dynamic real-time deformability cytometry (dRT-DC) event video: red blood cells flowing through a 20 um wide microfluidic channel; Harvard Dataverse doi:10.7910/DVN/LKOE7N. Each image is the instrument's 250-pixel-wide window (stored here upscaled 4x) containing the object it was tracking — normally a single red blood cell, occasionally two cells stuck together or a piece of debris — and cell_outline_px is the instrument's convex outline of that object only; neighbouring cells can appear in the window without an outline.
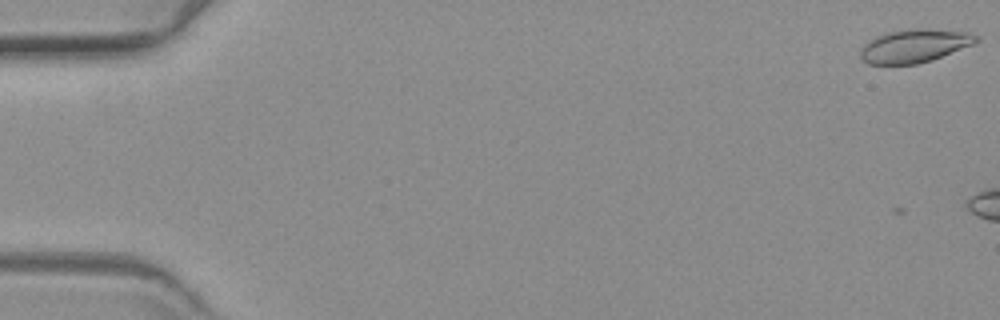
{"species": "common noctule bat (a hibernating species)", "species_latin": "Nyctalus noctula", "temperature_condition": "warm", "stored_images_in_passage": 8, "camera_frame_rate_fps": 3000, "um_per_image_px": 0.085, "animal": {"sex": "female", "body_mass_g": 19.3, "forearm_length_mm": 54.1}, "frame": {"image": 1, "passage_image": 3, "time_ms": 0.667, "image_size_px": [1000, 320], "cell_outline_px": [[980, 40], [972, 44], [932, 60], [916, 64], [868, 64], [860, 56], [860, 48], [864, 44], [876, 36], [888, 32], [908, 28], [924, 28], [964, 32], [976, 36]], "centroid_in_image_um": [77.68, 3.89], "position_along_channel_um": 7.3, "area_um2": 22.25}}